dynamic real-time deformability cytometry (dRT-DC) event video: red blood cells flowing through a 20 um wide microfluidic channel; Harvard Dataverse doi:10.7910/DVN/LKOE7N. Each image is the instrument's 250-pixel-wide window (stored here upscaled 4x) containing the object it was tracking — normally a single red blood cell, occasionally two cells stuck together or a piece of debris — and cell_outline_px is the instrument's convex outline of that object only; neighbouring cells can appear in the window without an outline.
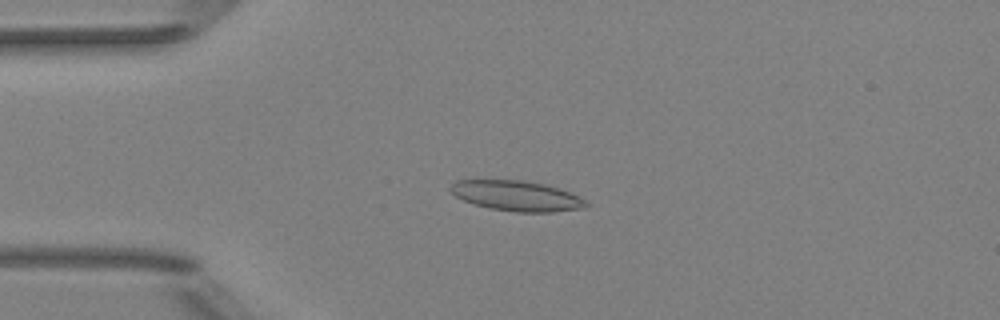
{"species": "Egyptian fruit bat (a non-hibernating species)", "species_latin": "Rousettus aegyptiacus", "temperature_condition": "room temperature", "stored_images_in_passage": 7, "camera_frame_rate_fps": 3000, "um_per_image_px": 0.085, "animal": {"sex": "female"}, "frame": {"image": 1, "passage_image": 3, "time_ms": 2.333, "image_size_px": [1000, 320], "cell_outline_px": [[588, 204], [584, 208], [552, 212], [516, 212], [488, 208], [464, 200], [456, 196], [448, 188], [456, 180], [524, 180], [544, 184], [580, 196]], "centroid_in_image_um": [43.91, 16.65], "position_along_channel_um": 41.1, "area_um2": 23.7}}
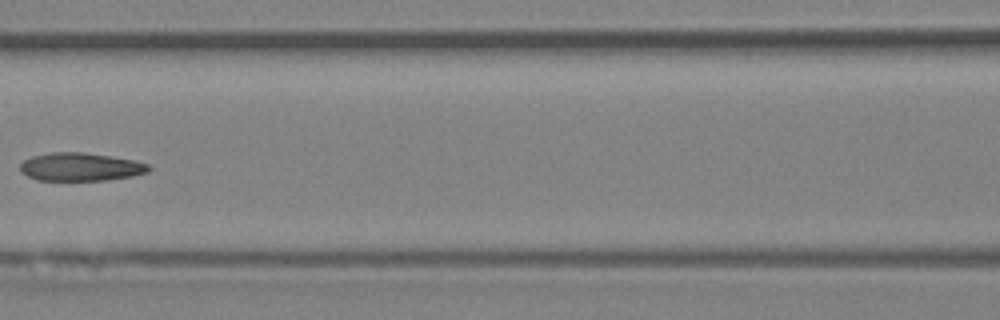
{"frame": {"image": 2, "passage_image": 6, "time_ms": 6.0, "image_size_px": [1000, 320], "cell_outline_px": [[152, 168], [148, 172], [132, 176], [108, 180], [36, 180], [20, 172], [20, 164], [24, 160], [32, 156], [52, 152], [84, 152], [112, 156], [132, 160], [148, 164]], "centroid_in_image_um": [6.84, 14.18], "position_along_channel_um": 159.8, "area_um2": 21.15}}
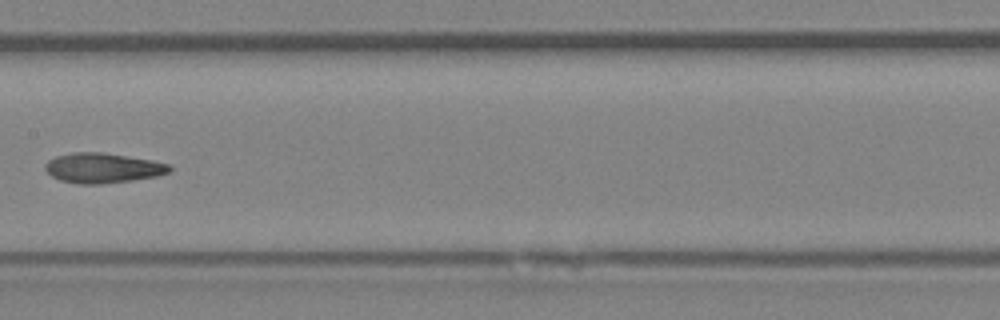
{"frame": {"image": 3, "passage_image": 7, "time_ms": 7.0, "image_size_px": [1000, 320], "cell_outline_px": [[172, 168], [168, 172], [156, 176], [132, 180], [100, 184], [76, 184], [60, 180], [52, 176], [44, 168], [44, 164], [48, 160], [56, 156], [72, 152], [104, 152], [152, 160], [172, 164]], "centroid_in_image_um": [8.73, 14.27], "position_along_channel_um": 198.7, "area_um2": 21.85}}